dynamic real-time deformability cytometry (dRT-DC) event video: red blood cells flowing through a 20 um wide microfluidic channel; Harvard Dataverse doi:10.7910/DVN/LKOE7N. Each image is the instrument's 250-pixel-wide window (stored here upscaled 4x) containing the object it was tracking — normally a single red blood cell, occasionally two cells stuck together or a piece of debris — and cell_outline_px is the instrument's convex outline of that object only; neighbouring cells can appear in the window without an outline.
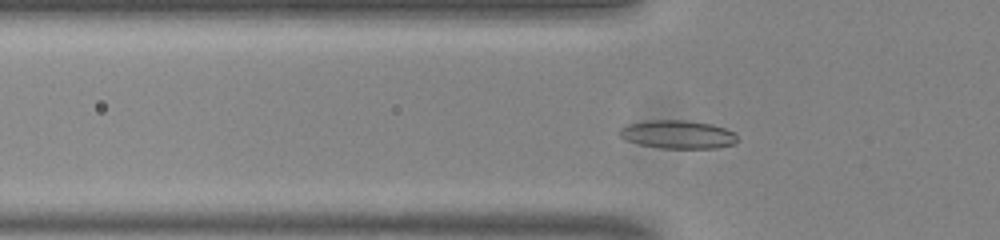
{"species": "common noctule bat (a hibernating species)", "species_latin": "Nyctalus noctula", "temperature_condition": "room temperature", "stored_images_in_passage": 48, "camera_frame_rate_fps": 3000, "um_per_image_px": 0.085, "animal": {"sex": "male", "body_mass_g": 20.0, "forearm_length_mm": 53.3}, "frame": {"image": 1, "passage_image": 12, "time_ms": 3.667, "image_size_px": [1000, 240], "cell_outline_px": [[736, 144], [716, 148], [660, 148], [640, 144], [624, 140], [616, 132], [624, 124], [648, 120], [684, 120], [712, 124], [724, 128], [732, 132], [736, 136]], "centroid_in_image_um": [57.54, 11.42], "position_along_channel_um": 68.3, "area_um2": 19.59}}
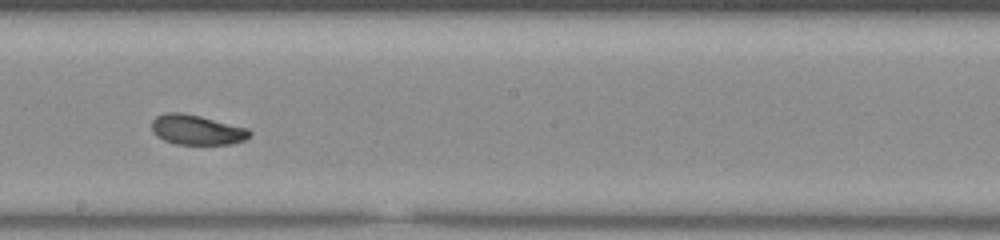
{"frame": {"image": 2, "passage_image": 25, "time_ms": 8.0, "image_size_px": [1000, 240], "cell_outline_px": [[252, 136], [244, 140], [232, 144], [176, 144], [164, 140], [156, 136], [152, 132], [152, 120], [156, 116], [164, 112], [180, 112], [200, 116], [248, 128], [252, 132]], "centroid_in_image_um": [16.72, 11.03], "position_along_channel_um": 231.5, "area_um2": 17.22}}
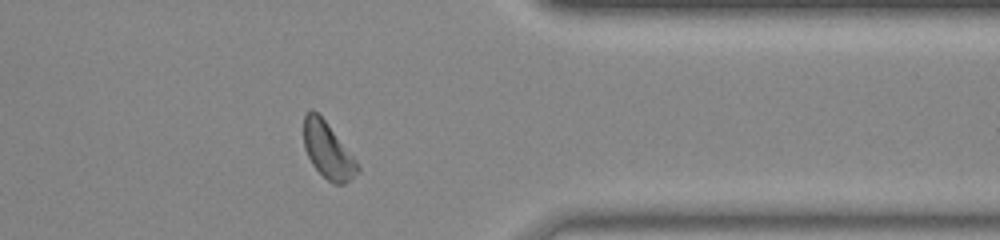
{"frame": {"image": 3, "passage_image": 38, "time_ms": 12.333, "image_size_px": [1000, 240], "cell_outline_px": [[360, 168], [344, 184], [332, 184], [312, 164], [304, 148], [304, 116], [312, 108], [324, 120], [360, 164]], "centroid_in_image_um": [27.86, 12.79], "position_along_channel_um": 383.5, "area_um2": 17.17}, "authors_computed_cell_mechanics": {"area_um2": 17.1088, "velocity_mm_per_s": 3.7781, "shape_relaxation_time_tau1_ms": 3.2501, "shape_relaxation_time_tau2_ms": 4.69, "deformation_change_tau1": 0.1095, "deformation_change_tau2": 0.1081}}